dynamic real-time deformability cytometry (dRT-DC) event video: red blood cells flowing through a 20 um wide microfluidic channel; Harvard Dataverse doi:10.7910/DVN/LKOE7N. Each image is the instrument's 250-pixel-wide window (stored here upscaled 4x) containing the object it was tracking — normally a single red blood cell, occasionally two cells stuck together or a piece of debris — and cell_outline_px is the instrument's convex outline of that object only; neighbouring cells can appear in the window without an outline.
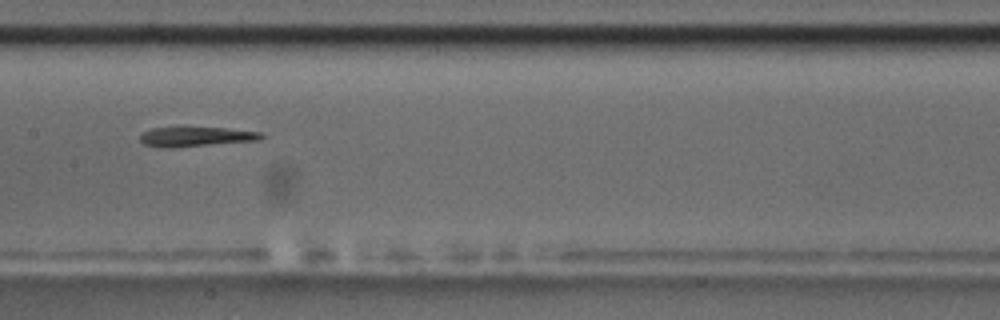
{"species": "common noctule bat (a hibernating species)", "species_latin": "Nyctalus noctula", "temperature_condition": "room temperature", "stored_images_in_passage": 5, "camera_frame_rate_fps": 3000, "um_per_image_px": 0.085, "animal": {"sex": "male", "body_mass_g": 17.5, "forearm_length_mm": 52.3}, "frame": {"image": 1, "passage_image": 5, "time_ms": 4.667, "image_size_px": [1000, 320], "cell_outline_px": [[264, 136], [260, 140], [172, 148], [160, 148], [144, 144], [140, 140], [140, 136], [144, 132], [152, 128], [224, 128], [260, 132]], "centroid_in_image_um": [16.64, 11.63], "position_along_channel_um": 190.8, "area_um2": 13.7}}